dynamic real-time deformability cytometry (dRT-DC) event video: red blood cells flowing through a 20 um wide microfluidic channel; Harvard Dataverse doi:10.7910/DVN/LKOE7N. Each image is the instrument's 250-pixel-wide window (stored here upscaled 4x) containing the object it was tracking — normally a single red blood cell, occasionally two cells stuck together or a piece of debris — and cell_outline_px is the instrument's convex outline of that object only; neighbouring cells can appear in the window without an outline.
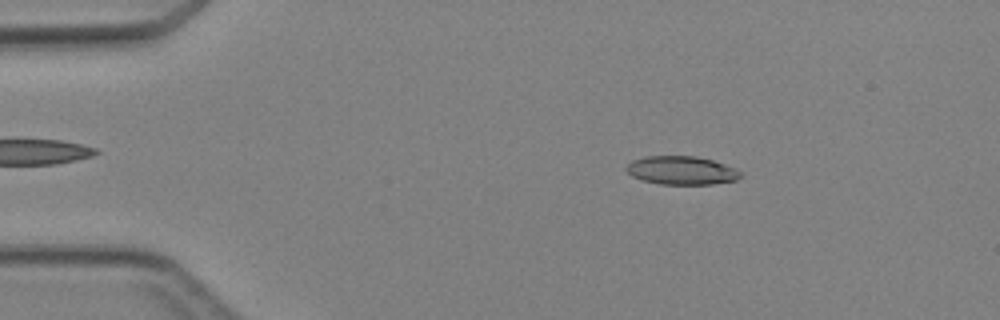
{"species": "Egyptian fruit bat (a non-hibernating species)", "species_latin": "Rousettus aegyptiacus", "temperature_condition": "cold", "stored_images_in_passage": 4, "camera_frame_rate_fps": 3000, "um_per_image_px": 0.085, "animal": {"sex": "female"}, "frame": {"image": 1, "passage_image": 2, "time_ms": 1.0, "image_size_px": [1000, 320], "cell_outline_px": [[740, 176], [736, 180], [712, 184], [660, 184], [640, 180], [632, 176], [624, 168], [632, 160], [644, 156], [696, 156], [712, 160], [724, 164], [740, 172]], "centroid_in_image_um": [57.86, 14.48], "position_along_channel_um": 27.1, "area_um2": 18.84}}
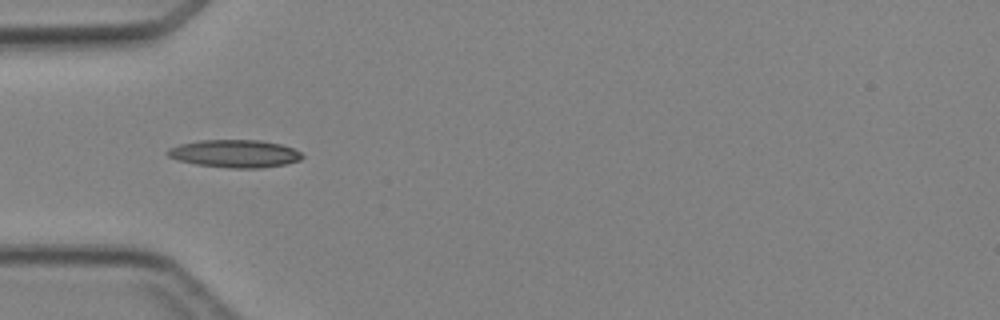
{"frame": {"image": 2, "passage_image": 4, "time_ms": 3.333, "image_size_px": [1000, 320], "cell_outline_px": [[304, 156], [300, 160], [284, 164], [260, 168], [232, 168], [196, 164], [176, 160], [168, 156], [164, 152], [168, 148], [180, 144], [200, 140], [260, 140], [280, 144], [292, 148], [300, 152]], "centroid_in_image_um": [19.92, 13.05], "position_along_channel_um": 65.1, "area_um2": 21.73}}